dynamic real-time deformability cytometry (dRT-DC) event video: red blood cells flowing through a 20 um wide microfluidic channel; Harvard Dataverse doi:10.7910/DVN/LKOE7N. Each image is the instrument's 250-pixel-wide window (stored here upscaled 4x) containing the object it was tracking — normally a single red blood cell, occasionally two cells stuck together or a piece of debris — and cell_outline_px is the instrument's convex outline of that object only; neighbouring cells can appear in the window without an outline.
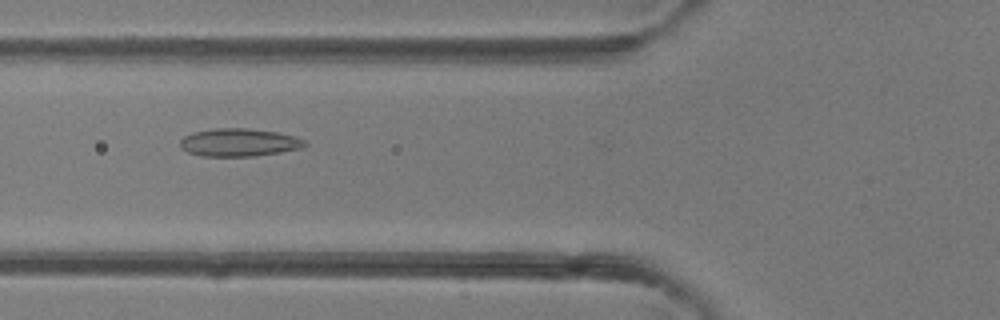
{"species": "common noctule bat (a hibernating species)", "species_latin": "Nyctalus noctula", "temperature_condition": "room temperature", "stored_images_in_passage": 2, "camera_frame_rate_fps": 3000, "um_per_image_px": 0.085, "animal": {"sex": "female"}, "frame": {"image": 1, "passage_image": 2, "time_ms": 1.0, "image_size_px": [1000, 320], "cell_outline_px": [[308, 144], [300, 148], [280, 152], [256, 156], [200, 156], [188, 152], [180, 148], [180, 140], [184, 136], [192, 132], [216, 128], [248, 128], [276, 132], [292, 136], [304, 140]], "centroid_in_image_um": [20.27, 12.11], "position_along_channel_um": 105.5, "area_um2": 20.23}}